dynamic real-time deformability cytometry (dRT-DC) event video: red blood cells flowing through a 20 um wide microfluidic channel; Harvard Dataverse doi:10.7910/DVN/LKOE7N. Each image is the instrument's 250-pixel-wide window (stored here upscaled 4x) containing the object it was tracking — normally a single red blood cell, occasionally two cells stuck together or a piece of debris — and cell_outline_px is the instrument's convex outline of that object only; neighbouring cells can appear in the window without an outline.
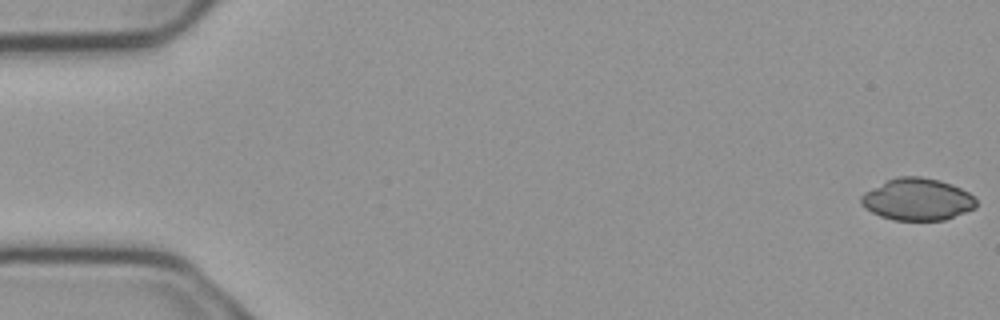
{"species": "common noctule bat (a hibernating species)", "species_latin": "Nyctalus noctula", "temperature_condition": "cold", "stored_images_in_passage": 6, "segment_of_instrument_passage": [1, 2], "camera_frame_rate_fps": 3000, "um_per_image_px": 0.085, "animal": {"sex": "male", "body_mass_g": 23.1, "forearm_length_mm": 52.7}, "frame": {"image": 1, "passage_image": 1, "time_ms": 0.0, "image_size_px": [1000, 320], "cell_outline_px": [[976, 208], [944, 220], [892, 220], [880, 216], [864, 208], [860, 204], [860, 196], [864, 192], [896, 176], [920, 176], [940, 180], [952, 184], [968, 192], [976, 200]], "centroid_in_image_um": [77.95, 16.94], "position_along_channel_um": 7.0, "area_um2": 28.26}}